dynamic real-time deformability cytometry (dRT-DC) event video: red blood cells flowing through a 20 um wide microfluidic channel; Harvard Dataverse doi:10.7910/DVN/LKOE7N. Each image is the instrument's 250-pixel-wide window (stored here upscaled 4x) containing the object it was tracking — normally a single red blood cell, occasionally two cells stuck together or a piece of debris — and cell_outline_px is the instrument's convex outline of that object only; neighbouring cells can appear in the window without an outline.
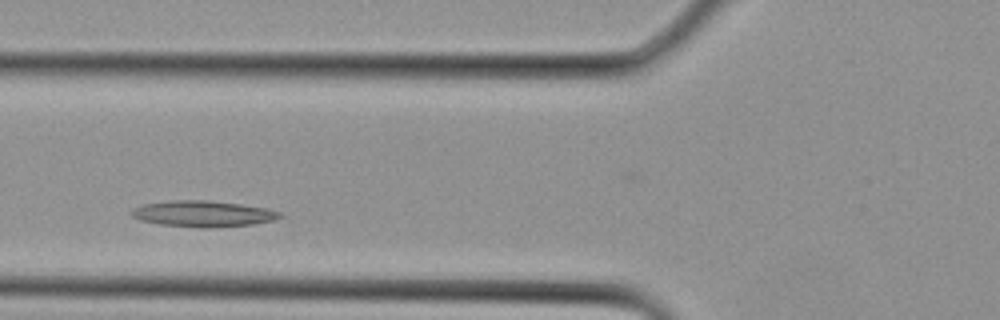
{"species": "Egyptian fruit bat (a non-hibernating species)", "species_latin": "Rousettus aegyptiacus", "temperature_condition": "cold", "stored_images_in_passage": 15, "camera_frame_rate_fps": 3000, "um_per_image_px": 0.085, "animal": {"sex": "female"}, "frame": {"image": 1, "passage_image": 4, "time_ms": 1.0, "image_size_px": [1000, 320], "cell_outline_px": [[284, 216], [272, 220], [252, 224], [208, 228], [200, 228], [160, 224], [140, 220], [132, 216], [128, 212], [132, 208], [144, 204], [172, 200], [208, 200], [240, 204], [268, 208], [280, 212]], "centroid_in_image_um": [17.23, 18.16], "position_along_channel_um": 108.6, "area_um2": 22.6}}
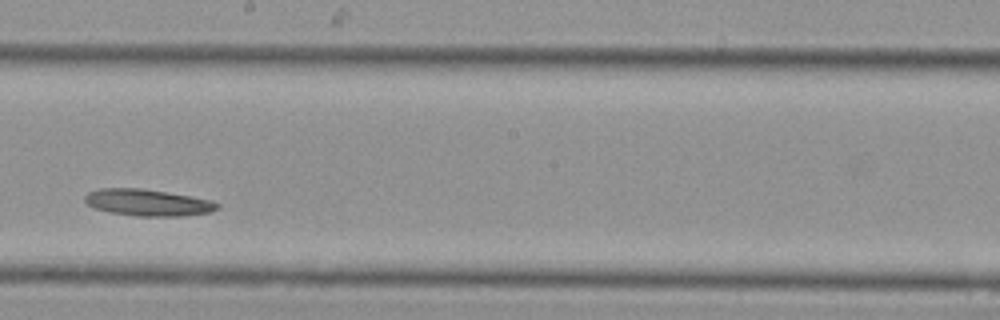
{"frame": {"image": 2, "passage_image": 10, "time_ms": 3.0, "image_size_px": [1000, 320], "cell_outline_px": [[220, 208], [212, 212], [180, 216], [136, 216], [112, 212], [96, 208], [88, 204], [84, 200], [84, 196], [88, 192], [100, 188], [140, 188], [212, 200], [220, 204]], "centroid_in_image_um": [12.58, 17.22], "position_along_channel_um": 235.6, "area_um2": 20.4}}
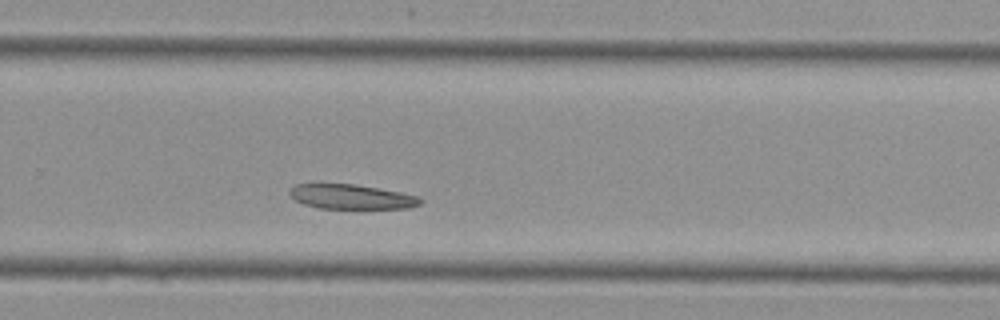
{"frame": {"image": 3, "passage_image": 13, "time_ms": 4.0, "image_size_px": [1000, 320], "cell_outline_px": [[424, 200], [420, 204], [408, 208], [316, 208], [304, 204], [296, 200], [288, 192], [296, 184], [352, 184], [380, 188], [420, 196]], "centroid_in_image_um": [29.91, 16.72], "position_along_channel_um": 299.9, "area_um2": 18.67}}